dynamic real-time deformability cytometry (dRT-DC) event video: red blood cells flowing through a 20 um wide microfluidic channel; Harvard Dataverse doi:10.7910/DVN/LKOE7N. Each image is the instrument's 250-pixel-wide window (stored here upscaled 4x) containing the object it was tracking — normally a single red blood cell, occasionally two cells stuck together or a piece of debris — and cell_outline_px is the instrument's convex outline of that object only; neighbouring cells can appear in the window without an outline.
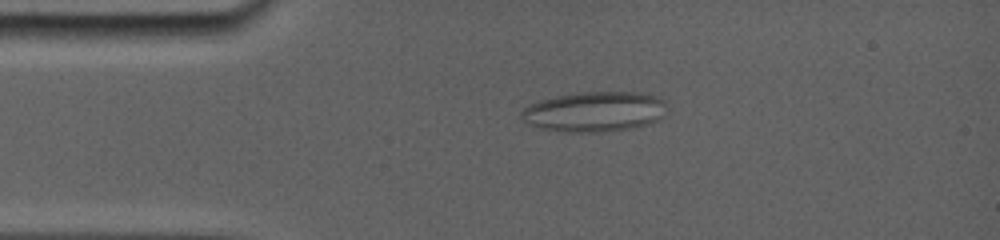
{"species": "common noctule bat (a hibernating species)", "species_latin": "Nyctalus noctula", "temperature_condition": "room temperature", "stored_images_in_passage": 45, "camera_frame_rate_fps": 5000, "um_per_image_px": 0.085, "animal": {"sex": "female", "body_mass_g": 19.0, "forearm_length_mm": 56.7}, "frame": {"image": 1, "passage_image": 12, "time_ms": 3.2, "image_size_px": [1000, 240], "cell_outline_px": [[664, 104], [656, 120], [644, 124], [624, 128], [548, 128], [528, 124], [520, 116], [524, 108], [528, 104], [556, 96], [576, 92], [652, 92], [660, 96], [664, 100]], "centroid_in_image_um": [50.54, 9.37], "position_along_channel_um": 34.5, "area_um2": 31.79}}
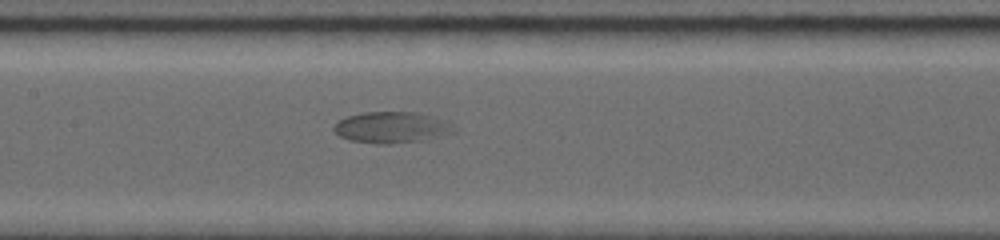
{"frame": {"image": 2, "passage_image": 28, "time_ms": 7.8, "image_size_px": [1000, 240], "cell_outline_px": [[432, 128], [412, 140], [388, 144], [352, 140], [340, 136], [336, 132], [336, 124], [340, 120], [348, 116], [364, 112], [416, 112], [428, 116], [432, 124]], "centroid_in_image_um": [32.62, 10.78], "position_along_channel_um": 174.8, "area_um2": 17.8}}
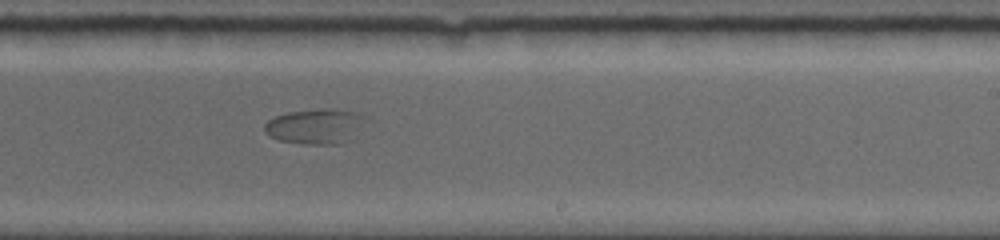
{"frame": {"image": 3, "passage_image": 36, "time_ms": 10.2, "image_size_px": [1000, 240], "cell_outline_px": [[368, 116], [340, 144], [304, 144], [280, 140], [268, 136], [264, 128], [264, 124], [268, 120], [276, 116], [288, 112], [320, 108], [332, 108], [360, 112]], "centroid_in_image_um": [26.73, 10.7], "position_along_channel_um": 262.3, "area_um2": 20.29}, "authors_computed_cell_mechanics": {"area_um2": 26.9348, "velocity_mm_per_s": 3.6837, "shape_relaxation_time_tau1_ms": 5.9302, "shape_relaxation_time_tau2_ms": null, "deformation_change_tau1": 0.1802, "deformation_change_tau2": null}}